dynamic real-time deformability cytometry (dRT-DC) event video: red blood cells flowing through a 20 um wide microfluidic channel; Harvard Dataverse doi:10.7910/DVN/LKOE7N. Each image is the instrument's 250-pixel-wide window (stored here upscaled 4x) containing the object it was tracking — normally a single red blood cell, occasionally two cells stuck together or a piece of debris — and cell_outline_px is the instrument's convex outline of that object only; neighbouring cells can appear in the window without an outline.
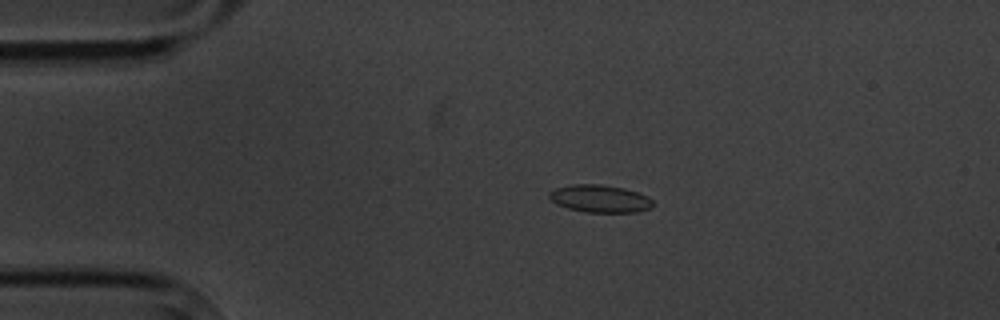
{"species": "common noctule bat (a hibernating species)", "species_latin": "Nyctalus noctula", "temperature_condition": "cold", "stored_images_in_passage": 5, "camera_frame_rate_fps": 3000, "um_per_image_px": 0.085, "animal": {"sex": "male", "body_mass_g": 20.1, "forearm_length_mm": 53.5}, "frame": {"image": 1, "passage_image": 3, "time_ms": 2.333, "image_size_px": [1000, 320], "cell_outline_px": [[652, 208], [636, 212], [584, 212], [568, 208], [556, 204], [548, 196], [548, 192], [556, 188], [572, 184], [600, 184], [624, 188], [648, 196], [652, 200]], "centroid_in_image_um": [50.98, 16.88], "position_along_channel_um": 34.0, "area_um2": 16.65}}
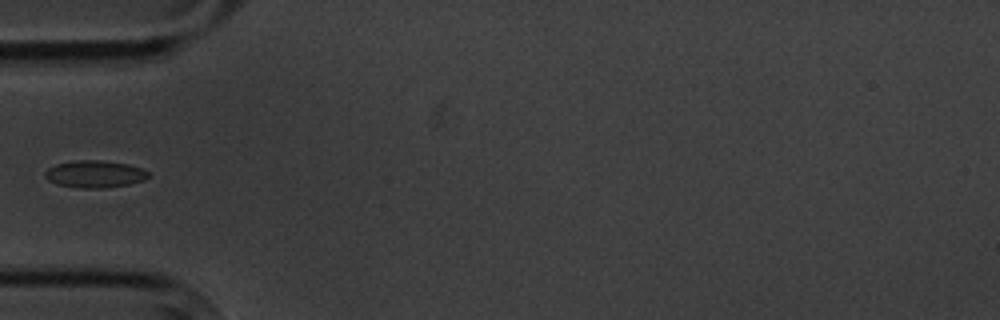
{"frame": {"image": 2, "passage_image": 5, "time_ms": 4.667, "image_size_px": [1000, 320], "cell_outline_px": [[152, 176], [144, 180], [128, 184], [104, 188], [76, 188], [56, 184], [48, 180], [44, 176], [44, 172], [48, 168], [56, 164], [72, 160], [100, 160], [128, 164], [140, 168], [148, 172]], "centroid_in_image_um": [8.03, 14.79], "position_along_channel_um": 77.0, "area_um2": 16.53}}